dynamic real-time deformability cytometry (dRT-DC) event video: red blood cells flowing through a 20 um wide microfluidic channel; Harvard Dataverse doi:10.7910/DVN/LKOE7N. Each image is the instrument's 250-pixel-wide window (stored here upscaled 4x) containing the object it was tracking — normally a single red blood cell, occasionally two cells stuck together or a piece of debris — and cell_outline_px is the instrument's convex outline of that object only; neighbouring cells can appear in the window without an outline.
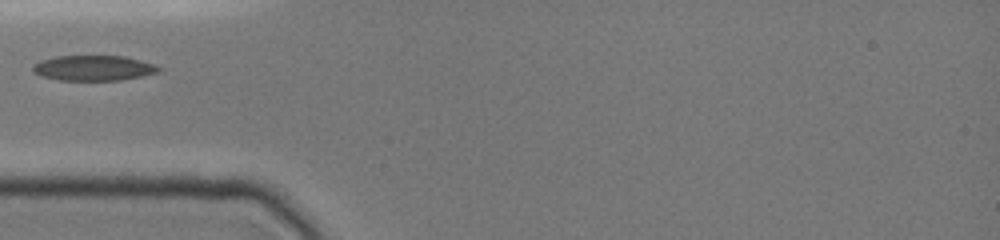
{"species": "common noctule bat (a hibernating species)", "species_latin": "Nyctalus noctula", "temperature_condition": "cold", "stored_images_in_passage": 16, "camera_frame_rate_fps": 3000, "um_per_image_px": 0.085, "animal": {"sex": "female", "body_mass_g": 19.0, "forearm_length_mm": 51.5}, "frame": {"image": 1, "passage_image": 1, "time_ms": 0.0, "image_size_px": [1000, 240], "cell_outline_px": [[160, 72], [120, 80], [60, 80], [40, 76], [32, 72], [32, 64], [40, 60], [56, 56], [124, 56], [156, 64], [160, 68]], "centroid_in_image_um": [7.91, 5.78], "position_along_channel_um": 77.1, "area_um2": 18.61}}
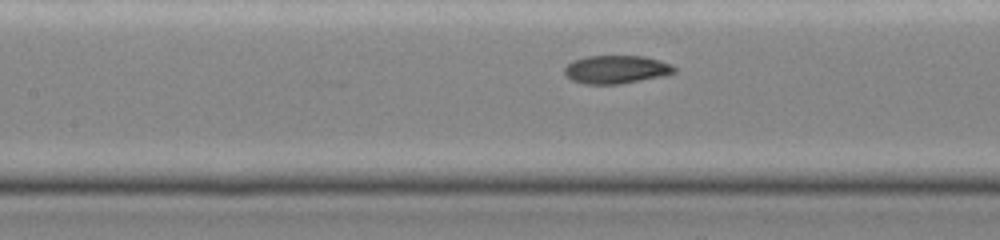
{"frame": {"image": 2, "passage_image": 11, "time_ms": 2.0, "image_size_px": [1000, 240], "cell_outline_px": [[676, 72], [660, 76], [620, 84], [584, 84], [572, 80], [564, 76], [564, 68], [572, 60], [584, 56], [644, 56], [660, 60], [672, 64], [676, 68]], "centroid_in_image_um": [52.34, 5.9], "position_along_channel_um": 155.1, "area_um2": 18.15}}
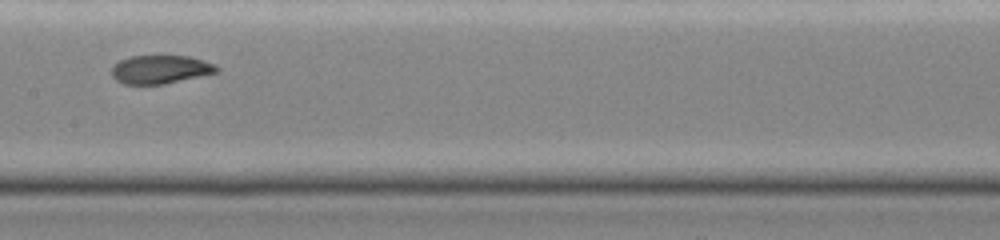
{"frame": {"image": 3, "passage_image": 15, "time_ms": 3.0, "image_size_px": [1000, 240], "cell_outline_px": [[220, 72], [164, 84], [124, 84], [116, 80], [112, 76], [112, 68], [120, 60], [132, 56], [188, 56], [204, 60], [216, 64], [220, 68]], "centroid_in_image_um": [13.69, 5.9], "position_along_channel_um": 193.7, "area_um2": 17.46}}